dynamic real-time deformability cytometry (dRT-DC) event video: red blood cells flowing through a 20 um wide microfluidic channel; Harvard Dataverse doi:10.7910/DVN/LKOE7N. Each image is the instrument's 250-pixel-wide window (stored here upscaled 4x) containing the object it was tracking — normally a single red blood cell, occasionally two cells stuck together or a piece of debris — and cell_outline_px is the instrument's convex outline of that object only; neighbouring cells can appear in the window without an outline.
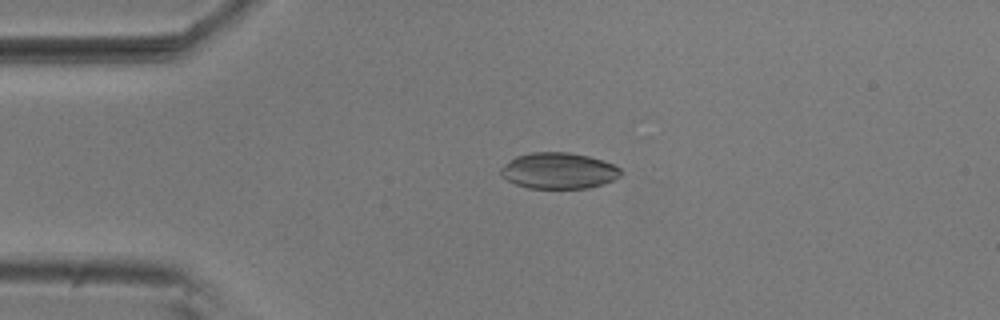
{"species": "common noctule bat (a hibernating species)", "species_latin": "Nyctalus noctula", "temperature_condition": "room temperature", "stored_images_in_passage": 3, "camera_frame_rate_fps": 3000, "um_per_image_px": 0.085, "animal": {"sex": "male", "body_mass_g": 20.5, "forearm_length_mm": 52.5}, "frame": {"image": 1, "passage_image": 1, "time_ms": 0.0, "image_size_px": [1000, 320], "cell_outline_px": [[624, 172], [620, 176], [612, 180], [588, 188], [528, 188], [516, 184], [500, 176], [500, 168], [516, 156], [532, 152], [568, 152], [588, 156], [604, 160], [620, 168]], "centroid_in_image_um": [47.49, 14.5], "position_along_channel_um": 37.5, "area_um2": 25.2}}
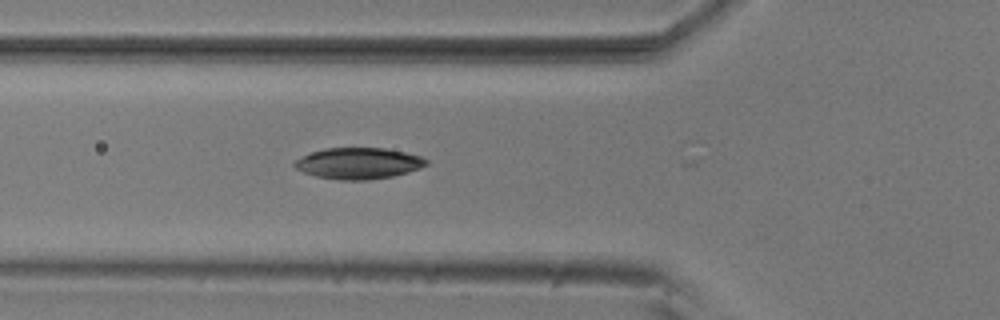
{"frame": {"image": 2, "passage_image": 3, "time_ms": 0.667, "image_size_px": [1000, 320], "cell_outline_px": [[428, 164], [420, 168], [408, 172], [392, 176], [368, 180], [340, 180], [316, 176], [304, 172], [296, 168], [292, 164], [296, 160], [312, 152], [324, 148], [384, 148], [404, 152], [420, 156], [428, 160]], "centroid_in_image_um": [30.48, 13.88], "position_along_channel_um": 95.3, "area_um2": 23.81}}